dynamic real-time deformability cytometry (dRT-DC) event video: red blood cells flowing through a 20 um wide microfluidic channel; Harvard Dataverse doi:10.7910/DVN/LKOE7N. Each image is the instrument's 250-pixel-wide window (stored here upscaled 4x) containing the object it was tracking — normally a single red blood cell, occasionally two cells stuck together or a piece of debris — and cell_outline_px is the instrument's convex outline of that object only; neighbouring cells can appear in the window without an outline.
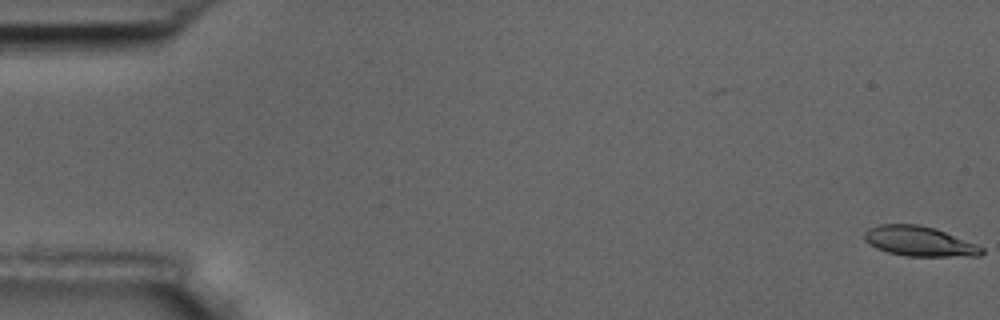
{"species": "common noctule bat (a hibernating species)", "species_latin": "Nyctalus noctula", "temperature_condition": "room temperature", "stored_images_in_passage": 56, "camera_frame_rate_fps": 3000, "um_per_image_px": 0.085, "animal": {"sex": "male", "body_mass_g": 17.5, "forearm_length_mm": 52.3}, "frame": {"image": 1, "passage_image": 1, "time_ms": 0.0, "image_size_px": [1000, 320], "cell_outline_px": [[984, 252], [980, 256], [904, 256], [888, 252], [876, 248], [868, 244], [864, 240], [864, 232], [868, 228], [880, 224], [920, 224], [936, 228], [976, 244], [984, 248]], "centroid_in_image_um": [78.13, 20.5], "position_along_channel_um": 6.9, "area_um2": 20.63}}
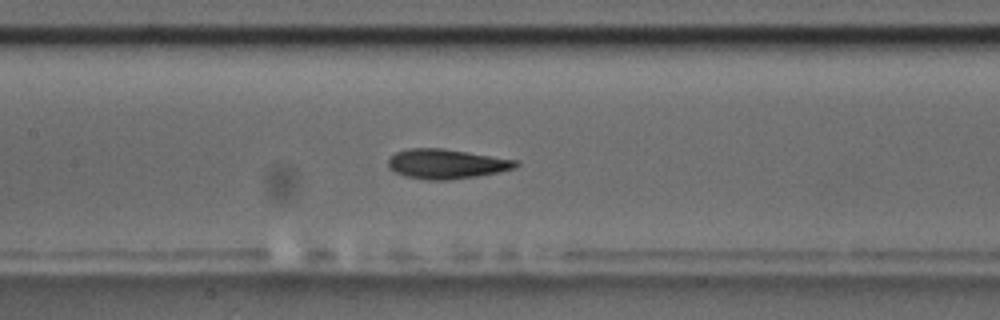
{"frame": {"image": 2, "passage_image": 27, "time_ms": 8.667, "image_size_px": [1000, 320], "cell_outline_px": [[520, 164], [516, 168], [476, 176], [448, 180], [424, 180], [404, 176], [388, 168], [388, 160], [396, 152], [408, 148], [444, 148], [520, 160]], "centroid_in_image_um": [37.96, 13.92], "position_along_channel_um": 169.4, "area_um2": 22.25}}
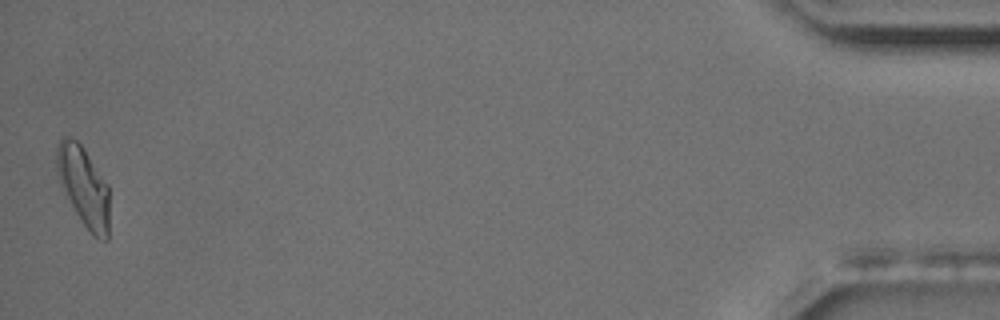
{"frame": {"image": 3, "passage_image": 56, "time_ms": 18.333, "image_size_px": [1000, 320], "cell_outline_px": [[108, 240], [100, 240], [92, 236], [80, 220], [60, 184], [56, 168], [56, 144], [64, 136], [68, 136], [76, 140], [80, 144], [108, 184]], "centroid_in_image_um": [7.09, 15.86], "position_along_channel_um": 428.1, "area_um2": 24.39}, "authors_computed_cell_mechanics": {"area_um2": 21.8484, "velocity_mm_per_s": 3.6167, "shape_relaxation_time_tau1_ms": 6.2827, "shape_relaxation_time_tau2_ms": 2.53, "deformation_change_tau1": 0.1756, "deformation_change_tau2": 0.0967}}